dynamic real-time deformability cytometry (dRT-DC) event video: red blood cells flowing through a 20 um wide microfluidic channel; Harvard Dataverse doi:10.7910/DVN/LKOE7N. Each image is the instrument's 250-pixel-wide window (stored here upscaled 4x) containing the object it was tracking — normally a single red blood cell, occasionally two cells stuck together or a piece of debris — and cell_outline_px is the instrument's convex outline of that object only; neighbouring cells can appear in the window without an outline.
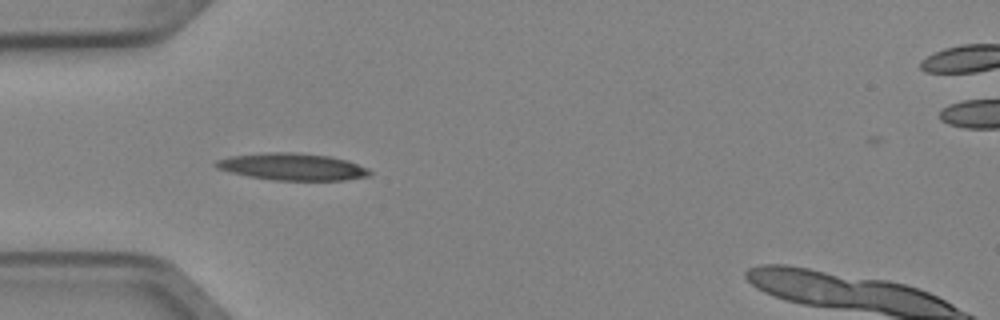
{"species": "Egyptian fruit bat (a non-hibernating species)", "species_latin": "Rousettus aegyptiacus", "temperature_condition": "cold", "stored_images_in_passage": 5, "camera_frame_rate_fps": 3000, "um_per_image_px": 0.085, "animal": {"sex": "female"}, "frame": {"image": 1, "passage_image": 3, "time_ms": 0.667, "image_size_px": [1000, 320], "cell_outline_px": [[372, 172], [368, 176], [344, 180], [272, 180], [248, 176], [228, 172], [216, 168], [212, 164], [216, 160], [232, 156], [272, 152], [296, 152], [328, 156], [348, 160], [368, 168]], "centroid_in_image_um": [24.83, 14.17], "position_along_channel_um": 60.2, "area_um2": 24.22}}
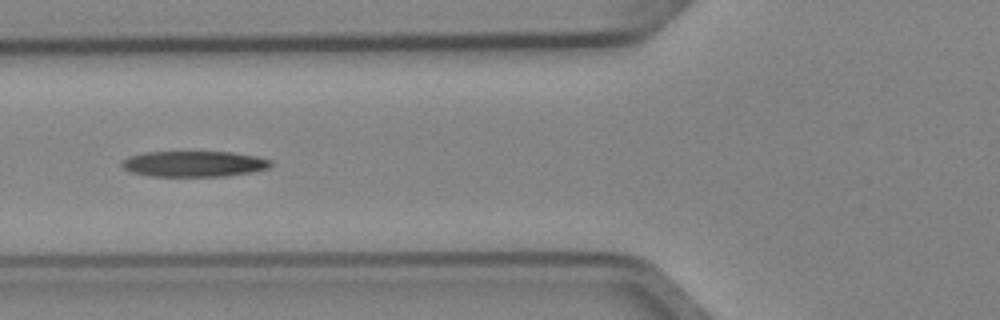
{"frame": {"image": 2, "passage_image": 4, "time_ms": 1.0, "image_size_px": [1000, 320], "cell_outline_px": [[272, 164], [268, 168], [248, 172], [224, 176], [152, 176], [132, 172], [124, 168], [120, 164], [120, 160], [128, 156], [144, 152], [232, 152], [256, 156], [272, 160]], "centroid_in_image_um": [16.45, 13.92], "position_along_channel_um": 109.4, "area_um2": 22.31}}
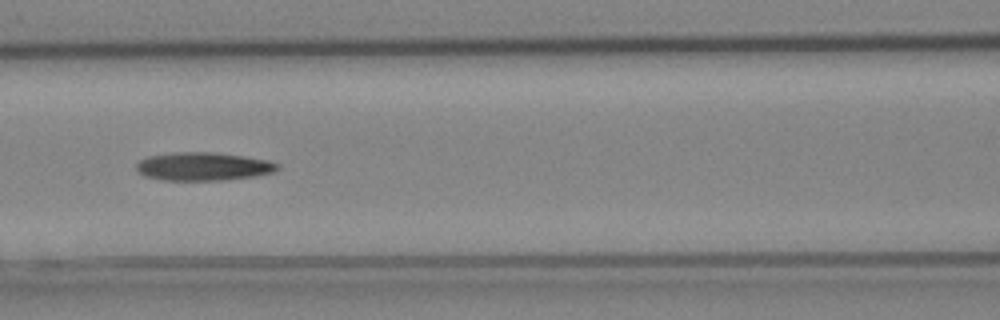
{"frame": {"image": 3, "passage_image": 5, "time_ms": 1.333, "image_size_px": [1000, 320], "cell_outline_px": [[280, 168], [272, 172], [252, 176], [220, 180], [164, 180], [144, 176], [136, 168], [136, 164], [140, 160], [148, 156], [172, 152], [216, 152], [244, 156], [268, 160], [280, 164]], "centroid_in_image_um": [17.26, 14.13], "position_along_channel_um": 149.3, "area_um2": 23.18}}